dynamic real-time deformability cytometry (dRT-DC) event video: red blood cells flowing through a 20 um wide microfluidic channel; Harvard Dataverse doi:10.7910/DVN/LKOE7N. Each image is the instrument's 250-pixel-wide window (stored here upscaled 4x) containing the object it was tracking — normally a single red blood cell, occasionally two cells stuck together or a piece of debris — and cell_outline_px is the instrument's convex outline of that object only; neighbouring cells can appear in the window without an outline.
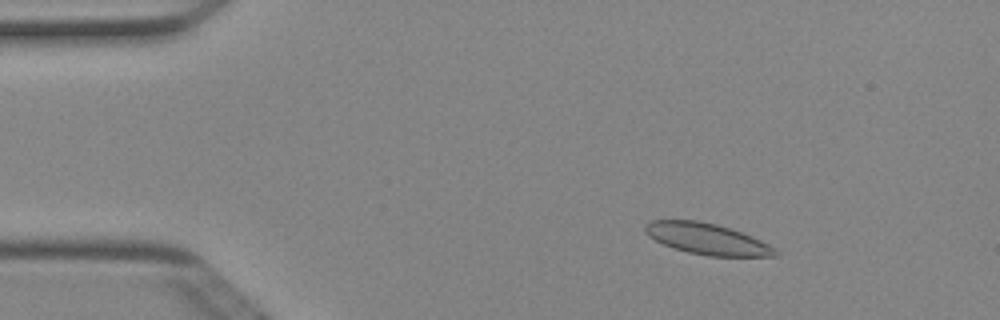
{"species": "Egyptian fruit bat (a non-hibernating species)", "species_latin": "Rousettus aegyptiacus", "temperature_condition": "cold", "stored_images_in_passage": 46, "camera_frame_rate_fps": 3000, "um_per_image_px": 0.085, "animal": {"sex": "female"}, "frame": {"image": 1, "passage_image": 3, "time_ms": 0.667, "image_size_px": [1000, 320], "cell_outline_px": [[780, 256], [708, 256], [688, 252], [672, 248], [648, 236], [644, 232], [644, 224], [652, 220], [700, 220], [732, 228], [752, 236], [776, 248], [780, 252]], "centroid_in_image_um": [60.11, 20.3], "position_along_channel_um": 24.9, "area_um2": 23.87}}
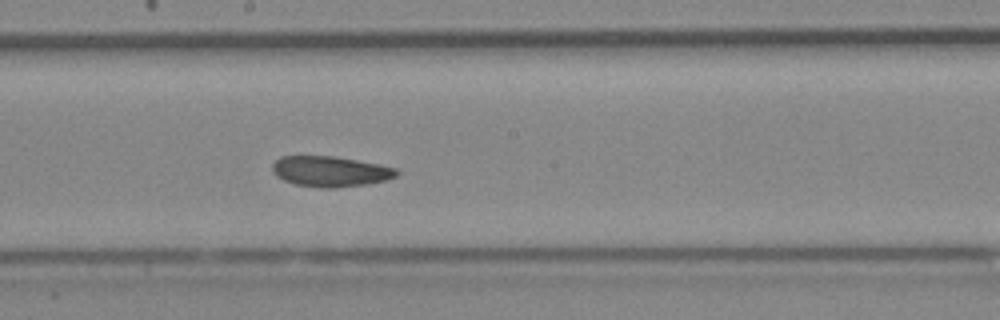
{"frame": {"image": 2, "passage_image": 23, "time_ms": 7.333, "image_size_px": [1000, 320], "cell_outline_px": [[400, 172], [396, 176], [388, 180], [368, 184], [332, 188], [324, 188], [296, 184], [284, 180], [276, 176], [272, 172], [272, 164], [280, 156], [336, 156], [380, 164], [396, 168]], "centroid_in_image_um": [28.1, 14.56], "position_along_channel_um": 220.1, "area_um2": 22.25}}
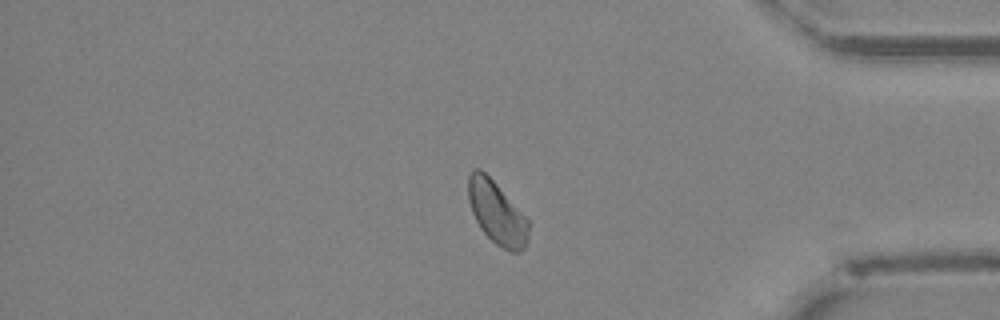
{"frame": {"image": 3, "passage_image": 38, "time_ms": 12.333, "image_size_px": [1000, 320], "cell_outline_px": [[528, 244], [520, 252], [512, 252], [496, 244], [480, 228], [472, 212], [468, 200], [468, 176], [472, 168], [480, 168], [496, 184], [528, 220]], "centroid_in_image_um": [42.21, 18.09], "position_along_channel_um": 393.0, "area_um2": 21.79}, "authors_computed_cell_mechanics": {"area_um2": 22.3686, "velocity_mm_per_s": 3.9549, "shape_relaxation_time_tau1_ms": 8.7737, "shape_relaxation_time_tau2_ms": null, "deformation_change_tau1": 0.1181, "deformation_change_tau2": null}}